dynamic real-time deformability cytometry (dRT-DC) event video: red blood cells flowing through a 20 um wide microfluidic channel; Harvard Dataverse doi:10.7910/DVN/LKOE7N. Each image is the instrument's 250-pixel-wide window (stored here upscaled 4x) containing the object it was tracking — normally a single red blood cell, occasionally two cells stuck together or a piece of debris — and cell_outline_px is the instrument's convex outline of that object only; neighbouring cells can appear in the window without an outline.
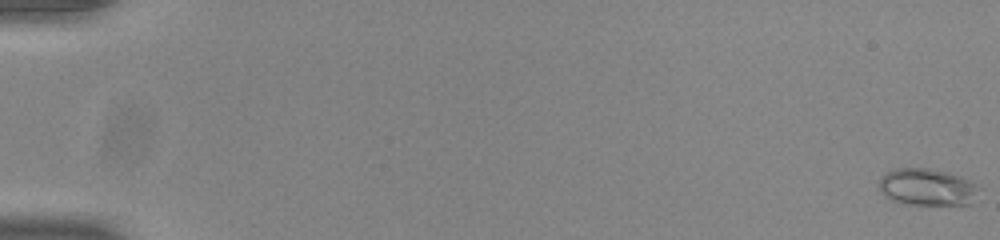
{"species": "common noctule bat (a hibernating species)", "species_latin": "Nyctalus noctula", "temperature_condition": "room temperature", "stored_images_in_passage": 55, "camera_frame_rate_fps": 3000, "um_per_image_px": 0.085, "animal": {"sex": "male", "body_mass_g": 20.0, "forearm_length_mm": 53.3}, "frame": {"image": 1, "passage_image": 1, "time_ms": 0.0, "image_size_px": [1000, 240], "cell_outline_px": [[980, 188], [968, 204], [908, 204], [892, 200], [884, 196], [880, 188], [880, 176], [896, 168], [928, 168], [948, 172], [960, 176], [968, 180]], "centroid_in_image_um": [78.77, 15.89], "position_along_channel_um": 6.2, "area_um2": 21.15}}
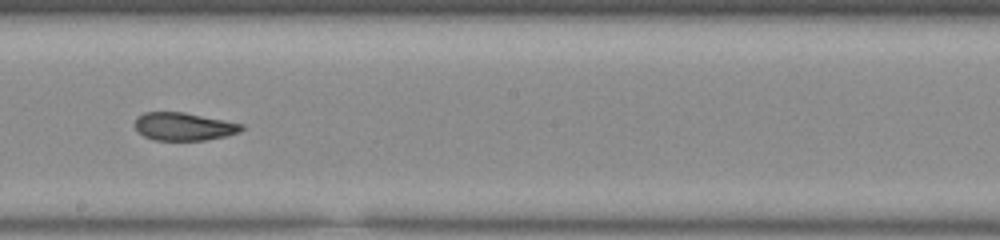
{"frame": {"image": 2, "passage_image": 33, "time_ms": 10.667, "image_size_px": [1000, 240], "cell_outline_px": [[244, 128], [240, 132], [228, 136], [204, 140], [152, 140], [144, 136], [132, 124], [136, 116], [144, 112], [184, 112], [244, 124]], "centroid_in_image_um": [15.61, 10.75], "position_along_channel_um": 232.6, "area_um2": 17.57}}
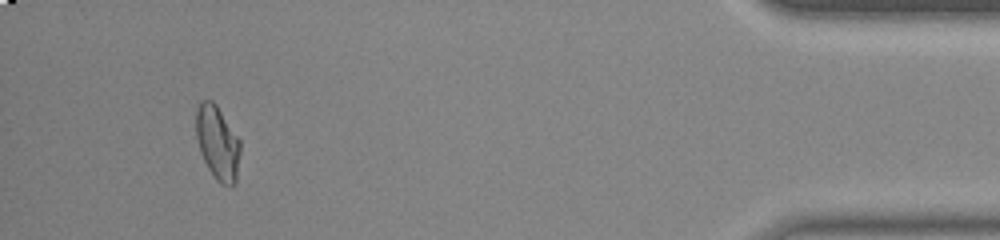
{"frame": {"image": 3, "passage_image": 52, "time_ms": 17.0, "image_size_px": [1000, 240], "cell_outline_px": [[240, 152], [236, 180], [232, 184], [220, 184], [216, 180], [208, 168], [200, 152], [196, 136], [196, 112], [200, 100], [212, 100], [216, 104], [240, 140]], "centroid_in_image_um": [18.48, 12.11], "position_along_channel_um": 416.7, "area_um2": 18.9}, "authors_computed_cell_mechanics": {"area_um2": 18.6694, "velocity_mm_per_s": 3.8621, "shape_relaxation_time_tau1_ms": 9.5971, "shape_relaxation_time_tau2_ms": 2.0544, "deformation_change_tau1": 0.2422, "deformation_change_tau2": 0.0821}}